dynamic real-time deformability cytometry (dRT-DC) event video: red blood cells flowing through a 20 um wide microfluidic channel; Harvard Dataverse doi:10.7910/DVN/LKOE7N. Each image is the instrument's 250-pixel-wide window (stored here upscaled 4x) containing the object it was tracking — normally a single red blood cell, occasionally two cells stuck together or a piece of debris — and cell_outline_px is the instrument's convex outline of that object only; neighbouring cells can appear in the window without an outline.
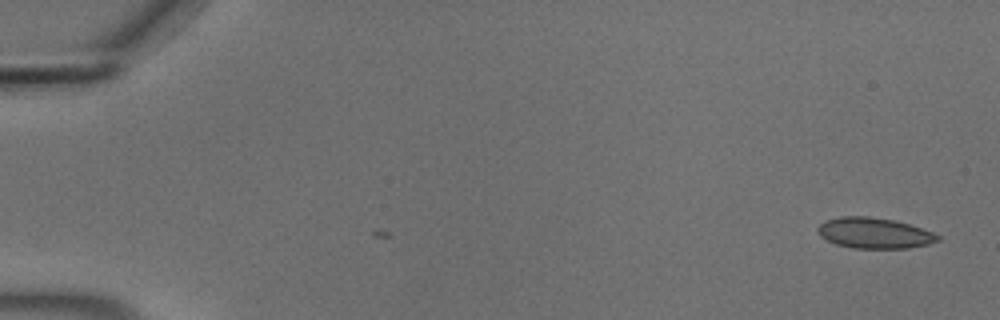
{"species": "common noctule bat (a hibernating species)", "species_latin": "Nyctalus noctula", "temperature_condition": "cold", "stored_images_in_passage": 3, "camera_frame_rate_fps": 3000, "um_per_image_px": 0.085, "animal": {"sex": "male", "body_mass_g": 18.8}, "frame": {"image": 1, "passage_image": 3, "time_ms": 0.667, "image_size_px": [1000, 320], "cell_outline_px": [[940, 240], [928, 244], [908, 248], [852, 248], [836, 244], [820, 236], [816, 228], [824, 220], [840, 216], [868, 216], [892, 220], [908, 224], [932, 232], [940, 236]], "centroid_in_image_um": [74.28, 19.81], "position_along_channel_um": 10.7, "area_um2": 21.39}}